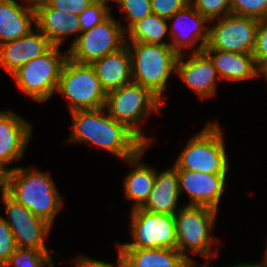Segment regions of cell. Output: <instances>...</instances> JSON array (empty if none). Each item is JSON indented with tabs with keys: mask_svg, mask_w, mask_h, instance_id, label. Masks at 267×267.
Here are the masks:
<instances>
[{
	"mask_svg": "<svg viewBox=\"0 0 267 267\" xmlns=\"http://www.w3.org/2000/svg\"><path fill=\"white\" fill-rule=\"evenodd\" d=\"M68 58V50L52 46L43 55L18 68L10 76L18 90L38 104L47 103L58 87L60 73Z\"/></svg>",
	"mask_w": 267,
	"mask_h": 267,
	"instance_id": "7",
	"label": "cell"
},
{
	"mask_svg": "<svg viewBox=\"0 0 267 267\" xmlns=\"http://www.w3.org/2000/svg\"><path fill=\"white\" fill-rule=\"evenodd\" d=\"M33 124L16 111L0 110V173L15 169L27 153L33 137Z\"/></svg>",
	"mask_w": 267,
	"mask_h": 267,
	"instance_id": "13",
	"label": "cell"
},
{
	"mask_svg": "<svg viewBox=\"0 0 267 267\" xmlns=\"http://www.w3.org/2000/svg\"><path fill=\"white\" fill-rule=\"evenodd\" d=\"M0 194V203H2L1 206L5 212L4 220L12 230L17 247L50 252L46 245V239L48 240L54 227L43 218L34 215L3 188L0 189Z\"/></svg>",
	"mask_w": 267,
	"mask_h": 267,
	"instance_id": "11",
	"label": "cell"
},
{
	"mask_svg": "<svg viewBox=\"0 0 267 267\" xmlns=\"http://www.w3.org/2000/svg\"><path fill=\"white\" fill-rule=\"evenodd\" d=\"M263 79L267 81V68L263 71ZM267 83V82H266Z\"/></svg>",
	"mask_w": 267,
	"mask_h": 267,
	"instance_id": "42",
	"label": "cell"
},
{
	"mask_svg": "<svg viewBox=\"0 0 267 267\" xmlns=\"http://www.w3.org/2000/svg\"><path fill=\"white\" fill-rule=\"evenodd\" d=\"M93 0H49L47 4L60 11H68L72 14H81Z\"/></svg>",
	"mask_w": 267,
	"mask_h": 267,
	"instance_id": "35",
	"label": "cell"
},
{
	"mask_svg": "<svg viewBox=\"0 0 267 267\" xmlns=\"http://www.w3.org/2000/svg\"><path fill=\"white\" fill-rule=\"evenodd\" d=\"M3 189L52 226L66 205L52 174L38 166L18 165L4 173Z\"/></svg>",
	"mask_w": 267,
	"mask_h": 267,
	"instance_id": "2",
	"label": "cell"
},
{
	"mask_svg": "<svg viewBox=\"0 0 267 267\" xmlns=\"http://www.w3.org/2000/svg\"><path fill=\"white\" fill-rule=\"evenodd\" d=\"M52 43L35 27L27 35L0 44V67L11 75L27 62L46 53Z\"/></svg>",
	"mask_w": 267,
	"mask_h": 267,
	"instance_id": "17",
	"label": "cell"
},
{
	"mask_svg": "<svg viewBox=\"0 0 267 267\" xmlns=\"http://www.w3.org/2000/svg\"><path fill=\"white\" fill-rule=\"evenodd\" d=\"M258 23V19L235 14L211 20L209 40L203 49L253 53Z\"/></svg>",
	"mask_w": 267,
	"mask_h": 267,
	"instance_id": "12",
	"label": "cell"
},
{
	"mask_svg": "<svg viewBox=\"0 0 267 267\" xmlns=\"http://www.w3.org/2000/svg\"><path fill=\"white\" fill-rule=\"evenodd\" d=\"M125 44L126 32L112 12L100 24L80 33L67 49L68 58L77 63L92 64Z\"/></svg>",
	"mask_w": 267,
	"mask_h": 267,
	"instance_id": "10",
	"label": "cell"
},
{
	"mask_svg": "<svg viewBox=\"0 0 267 267\" xmlns=\"http://www.w3.org/2000/svg\"><path fill=\"white\" fill-rule=\"evenodd\" d=\"M164 168L159 172L156 168L153 188L141 208L154 213L175 215L184 206V201H181L178 172L173 164Z\"/></svg>",
	"mask_w": 267,
	"mask_h": 267,
	"instance_id": "21",
	"label": "cell"
},
{
	"mask_svg": "<svg viewBox=\"0 0 267 267\" xmlns=\"http://www.w3.org/2000/svg\"><path fill=\"white\" fill-rule=\"evenodd\" d=\"M265 249H264V254H262V258L260 262H251L255 267H267V237L265 241Z\"/></svg>",
	"mask_w": 267,
	"mask_h": 267,
	"instance_id": "36",
	"label": "cell"
},
{
	"mask_svg": "<svg viewBox=\"0 0 267 267\" xmlns=\"http://www.w3.org/2000/svg\"><path fill=\"white\" fill-rule=\"evenodd\" d=\"M170 40L167 19L153 13L136 22L126 32V42L170 45Z\"/></svg>",
	"mask_w": 267,
	"mask_h": 267,
	"instance_id": "25",
	"label": "cell"
},
{
	"mask_svg": "<svg viewBox=\"0 0 267 267\" xmlns=\"http://www.w3.org/2000/svg\"><path fill=\"white\" fill-rule=\"evenodd\" d=\"M164 103L149 89L130 82L107 92L105 109L117 122L124 124L146 146L157 144L154 135H146L145 131L149 118L161 115Z\"/></svg>",
	"mask_w": 267,
	"mask_h": 267,
	"instance_id": "4",
	"label": "cell"
},
{
	"mask_svg": "<svg viewBox=\"0 0 267 267\" xmlns=\"http://www.w3.org/2000/svg\"><path fill=\"white\" fill-rule=\"evenodd\" d=\"M91 65L106 93L132 82L131 54L127 44Z\"/></svg>",
	"mask_w": 267,
	"mask_h": 267,
	"instance_id": "23",
	"label": "cell"
},
{
	"mask_svg": "<svg viewBox=\"0 0 267 267\" xmlns=\"http://www.w3.org/2000/svg\"><path fill=\"white\" fill-rule=\"evenodd\" d=\"M216 267V266H214ZM219 267V266H217ZM221 267V266H220ZM223 267H255L250 261H241L239 260V262L236 261V263H233L231 265V263L229 265L223 266Z\"/></svg>",
	"mask_w": 267,
	"mask_h": 267,
	"instance_id": "37",
	"label": "cell"
},
{
	"mask_svg": "<svg viewBox=\"0 0 267 267\" xmlns=\"http://www.w3.org/2000/svg\"><path fill=\"white\" fill-rule=\"evenodd\" d=\"M30 7L36 8L37 6L47 3L49 0H24Z\"/></svg>",
	"mask_w": 267,
	"mask_h": 267,
	"instance_id": "38",
	"label": "cell"
},
{
	"mask_svg": "<svg viewBox=\"0 0 267 267\" xmlns=\"http://www.w3.org/2000/svg\"><path fill=\"white\" fill-rule=\"evenodd\" d=\"M187 4L189 0H151L152 13L165 19L172 17Z\"/></svg>",
	"mask_w": 267,
	"mask_h": 267,
	"instance_id": "33",
	"label": "cell"
},
{
	"mask_svg": "<svg viewBox=\"0 0 267 267\" xmlns=\"http://www.w3.org/2000/svg\"><path fill=\"white\" fill-rule=\"evenodd\" d=\"M51 252H41L37 249H17L3 267H45L53 258Z\"/></svg>",
	"mask_w": 267,
	"mask_h": 267,
	"instance_id": "27",
	"label": "cell"
},
{
	"mask_svg": "<svg viewBox=\"0 0 267 267\" xmlns=\"http://www.w3.org/2000/svg\"><path fill=\"white\" fill-rule=\"evenodd\" d=\"M252 54L256 65L264 71L267 68V18L259 20Z\"/></svg>",
	"mask_w": 267,
	"mask_h": 267,
	"instance_id": "31",
	"label": "cell"
},
{
	"mask_svg": "<svg viewBox=\"0 0 267 267\" xmlns=\"http://www.w3.org/2000/svg\"><path fill=\"white\" fill-rule=\"evenodd\" d=\"M151 146H145L134 157L125 161L130 169L122 179L124 199L131 202L129 210L141 208L147 201L156 178V166L152 167L142 159Z\"/></svg>",
	"mask_w": 267,
	"mask_h": 267,
	"instance_id": "19",
	"label": "cell"
},
{
	"mask_svg": "<svg viewBox=\"0 0 267 267\" xmlns=\"http://www.w3.org/2000/svg\"><path fill=\"white\" fill-rule=\"evenodd\" d=\"M189 3L209 21L231 14V0H189Z\"/></svg>",
	"mask_w": 267,
	"mask_h": 267,
	"instance_id": "28",
	"label": "cell"
},
{
	"mask_svg": "<svg viewBox=\"0 0 267 267\" xmlns=\"http://www.w3.org/2000/svg\"><path fill=\"white\" fill-rule=\"evenodd\" d=\"M55 95L64 98L67 112L105 107L106 91L102 88L91 64H81L67 58Z\"/></svg>",
	"mask_w": 267,
	"mask_h": 267,
	"instance_id": "8",
	"label": "cell"
},
{
	"mask_svg": "<svg viewBox=\"0 0 267 267\" xmlns=\"http://www.w3.org/2000/svg\"><path fill=\"white\" fill-rule=\"evenodd\" d=\"M68 114L72 124L66 143L94 145L120 161L134 157L146 146L124 124L112 118L105 107Z\"/></svg>",
	"mask_w": 267,
	"mask_h": 267,
	"instance_id": "1",
	"label": "cell"
},
{
	"mask_svg": "<svg viewBox=\"0 0 267 267\" xmlns=\"http://www.w3.org/2000/svg\"><path fill=\"white\" fill-rule=\"evenodd\" d=\"M185 267H208L199 262H189Z\"/></svg>",
	"mask_w": 267,
	"mask_h": 267,
	"instance_id": "40",
	"label": "cell"
},
{
	"mask_svg": "<svg viewBox=\"0 0 267 267\" xmlns=\"http://www.w3.org/2000/svg\"><path fill=\"white\" fill-rule=\"evenodd\" d=\"M79 253L75 258H72V262H68L71 267H126L121 260L117 257L114 261L100 260L96 257L93 258L86 253ZM73 265V266H72Z\"/></svg>",
	"mask_w": 267,
	"mask_h": 267,
	"instance_id": "34",
	"label": "cell"
},
{
	"mask_svg": "<svg viewBox=\"0 0 267 267\" xmlns=\"http://www.w3.org/2000/svg\"><path fill=\"white\" fill-rule=\"evenodd\" d=\"M170 46L180 55L202 52L209 40L210 21L189 3L167 19Z\"/></svg>",
	"mask_w": 267,
	"mask_h": 267,
	"instance_id": "14",
	"label": "cell"
},
{
	"mask_svg": "<svg viewBox=\"0 0 267 267\" xmlns=\"http://www.w3.org/2000/svg\"><path fill=\"white\" fill-rule=\"evenodd\" d=\"M112 12L107 5L92 2L81 14L78 15L81 32L89 30L104 21Z\"/></svg>",
	"mask_w": 267,
	"mask_h": 267,
	"instance_id": "30",
	"label": "cell"
},
{
	"mask_svg": "<svg viewBox=\"0 0 267 267\" xmlns=\"http://www.w3.org/2000/svg\"><path fill=\"white\" fill-rule=\"evenodd\" d=\"M54 257L46 264L45 267H55Z\"/></svg>",
	"mask_w": 267,
	"mask_h": 267,
	"instance_id": "41",
	"label": "cell"
},
{
	"mask_svg": "<svg viewBox=\"0 0 267 267\" xmlns=\"http://www.w3.org/2000/svg\"><path fill=\"white\" fill-rule=\"evenodd\" d=\"M17 249L12 230L0 213V267H3Z\"/></svg>",
	"mask_w": 267,
	"mask_h": 267,
	"instance_id": "32",
	"label": "cell"
},
{
	"mask_svg": "<svg viewBox=\"0 0 267 267\" xmlns=\"http://www.w3.org/2000/svg\"><path fill=\"white\" fill-rule=\"evenodd\" d=\"M179 189L184 205L205 206L219 211L220 201L228 190L230 174H207L177 170ZM226 190V191H225Z\"/></svg>",
	"mask_w": 267,
	"mask_h": 267,
	"instance_id": "15",
	"label": "cell"
},
{
	"mask_svg": "<svg viewBox=\"0 0 267 267\" xmlns=\"http://www.w3.org/2000/svg\"><path fill=\"white\" fill-rule=\"evenodd\" d=\"M116 10L121 11L120 19L118 21L127 32L136 22L142 20L144 17L152 14L151 0H119L118 4L114 7ZM124 23V24H123Z\"/></svg>",
	"mask_w": 267,
	"mask_h": 267,
	"instance_id": "26",
	"label": "cell"
},
{
	"mask_svg": "<svg viewBox=\"0 0 267 267\" xmlns=\"http://www.w3.org/2000/svg\"><path fill=\"white\" fill-rule=\"evenodd\" d=\"M224 82L241 83L263 78L252 53H235L219 49H203Z\"/></svg>",
	"mask_w": 267,
	"mask_h": 267,
	"instance_id": "20",
	"label": "cell"
},
{
	"mask_svg": "<svg viewBox=\"0 0 267 267\" xmlns=\"http://www.w3.org/2000/svg\"><path fill=\"white\" fill-rule=\"evenodd\" d=\"M131 54L132 81L149 89L163 103L176 75L179 54L170 46L126 42ZM173 76V77H172Z\"/></svg>",
	"mask_w": 267,
	"mask_h": 267,
	"instance_id": "6",
	"label": "cell"
},
{
	"mask_svg": "<svg viewBox=\"0 0 267 267\" xmlns=\"http://www.w3.org/2000/svg\"><path fill=\"white\" fill-rule=\"evenodd\" d=\"M216 120V121H215ZM202 129L191 135L173 165L177 170H190L207 174H230L231 163L224 137V129L217 119L208 121Z\"/></svg>",
	"mask_w": 267,
	"mask_h": 267,
	"instance_id": "5",
	"label": "cell"
},
{
	"mask_svg": "<svg viewBox=\"0 0 267 267\" xmlns=\"http://www.w3.org/2000/svg\"><path fill=\"white\" fill-rule=\"evenodd\" d=\"M130 240L116 241L115 248H176L175 216L142 208L129 210Z\"/></svg>",
	"mask_w": 267,
	"mask_h": 267,
	"instance_id": "9",
	"label": "cell"
},
{
	"mask_svg": "<svg viewBox=\"0 0 267 267\" xmlns=\"http://www.w3.org/2000/svg\"><path fill=\"white\" fill-rule=\"evenodd\" d=\"M93 2H98L107 5L111 10L114 8V5H117L119 0H93ZM111 3V4H110ZM113 3V4H112Z\"/></svg>",
	"mask_w": 267,
	"mask_h": 267,
	"instance_id": "39",
	"label": "cell"
},
{
	"mask_svg": "<svg viewBox=\"0 0 267 267\" xmlns=\"http://www.w3.org/2000/svg\"><path fill=\"white\" fill-rule=\"evenodd\" d=\"M35 27V8L24 0H0V44L23 37Z\"/></svg>",
	"mask_w": 267,
	"mask_h": 267,
	"instance_id": "22",
	"label": "cell"
},
{
	"mask_svg": "<svg viewBox=\"0 0 267 267\" xmlns=\"http://www.w3.org/2000/svg\"><path fill=\"white\" fill-rule=\"evenodd\" d=\"M35 23L54 46L62 47L71 39L70 47L81 33L78 15L51 8L47 3L35 8Z\"/></svg>",
	"mask_w": 267,
	"mask_h": 267,
	"instance_id": "18",
	"label": "cell"
},
{
	"mask_svg": "<svg viewBox=\"0 0 267 267\" xmlns=\"http://www.w3.org/2000/svg\"><path fill=\"white\" fill-rule=\"evenodd\" d=\"M219 212L205 206L184 205L175 213L176 248L189 262L214 267L223 245L213 233Z\"/></svg>",
	"mask_w": 267,
	"mask_h": 267,
	"instance_id": "3",
	"label": "cell"
},
{
	"mask_svg": "<svg viewBox=\"0 0 267 267\" xmlns=\"http://www.w3.org/2000/svg\"><path fill=\"white\" fill-rule=\"evenodd\" d=\"M231 14L252 17L258 20L267 18V0H231Z\"/></svg>",
	"mask_w": 267,
	"mask_h": 267,
	"instance_id": "29",
	"label": "cell"
},
{
	"mask_svg": "<svg viewBox=\"0 0 267 267\" xmlns=\"http://www.w3.org/2000/svg\"><path fill=\"white\" fill-rule=\"evenodd\" d=\"M201 101L216 98L221 79L210 58L202 52L180 54L176 63V75Z\"/></svg>",
	"mask_w": 267,
	"mask_h": 267,
	"instance_id": "16",
	"label": "cell"
},
{
	"mask_svg": "<svg viewBox=\"0 0 267 267\" xmlns=\"http://www.w3.org/2000/svg\"><path fill=\"white\" fill-rule=\"evenodd\" d=\"M126 267H185L189 261L177 248H116Z\"/></svg>",
	"mask_w": 267,
	"mask_h": 267,
	"instance_id": "24",
	"label": "cell"
},
{
	"mask_svg": "<svg viewBox=\"0 0 267 267\" xmlns=\"http://www.w3.org/2000/svg\"><path fill=\"white\" fill-rule=\"evenodd\" d=\"M3 188V175L0 173V189Z\"/></svg>",
	"mask_w": 267,
	"mask_h": 267,
	"instance_id": "43",
	"label": "cell"
}]
</instances>
